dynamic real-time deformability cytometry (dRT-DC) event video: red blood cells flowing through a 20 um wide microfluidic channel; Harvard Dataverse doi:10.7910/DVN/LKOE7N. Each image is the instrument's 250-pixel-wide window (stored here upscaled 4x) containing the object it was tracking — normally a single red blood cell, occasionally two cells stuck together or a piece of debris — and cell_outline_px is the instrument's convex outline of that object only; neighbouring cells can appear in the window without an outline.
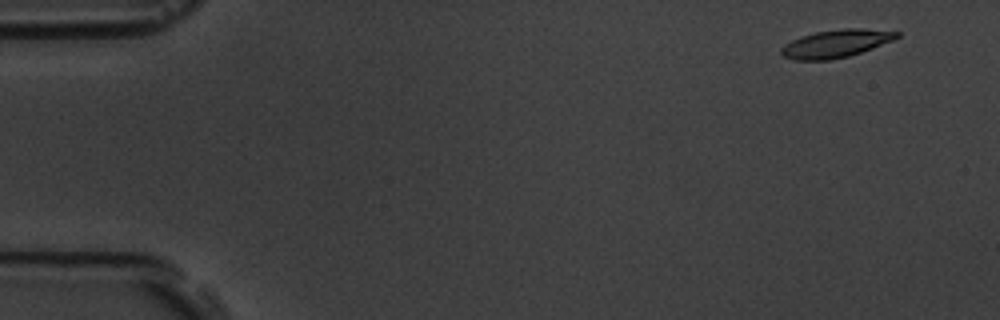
{"species": "common noctule bat (a hibernating species)", "species_latin": "Nyctalus noctula", "temperature_condition": "room temperature", "stored_images_in_passage": 5, "camera_frame_rate_fps": 3000, "um_per_image_px": 0.085, "animal": {"sex": "male", "body_mass_g": 19.5, "forearm_length_mm": 54.6}, "frame": {"image": 1, "passage_image": 1, "time_ms": 0.0, "image_size_px": [1000, 320], "cell_outline_px": [[900, 36], [892, 40], [872, 48], [848, 56], [828, 60], [796, 60], [784, 56], [780, 52], [780, 48], [784, 44], [800, 36], [816, 32], [844, 28], [860, 28], [900, 32]], "centroid_in_image_um": [71.02, 3.7], "position_along_channel_um": 14.0, "area_um2": 18.55}}